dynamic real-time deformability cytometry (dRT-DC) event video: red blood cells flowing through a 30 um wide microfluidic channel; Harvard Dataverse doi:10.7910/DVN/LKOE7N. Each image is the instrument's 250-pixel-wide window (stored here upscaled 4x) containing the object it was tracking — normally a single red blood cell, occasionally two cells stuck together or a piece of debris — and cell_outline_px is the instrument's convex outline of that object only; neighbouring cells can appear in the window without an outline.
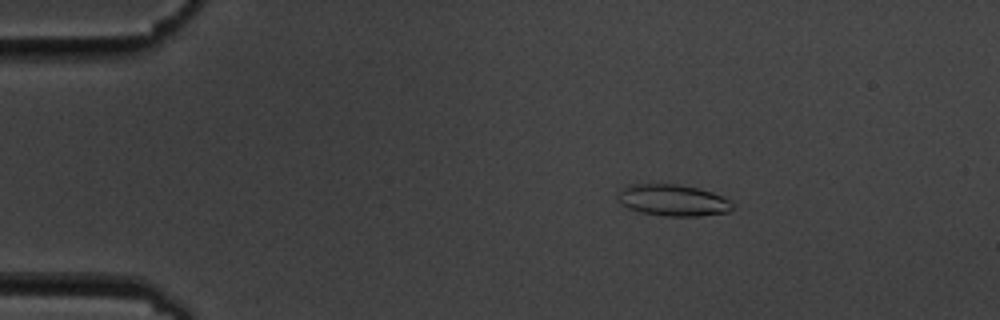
{"species": "common noctule bat (a hibernating species)", "species_latin": "Nyctalus noctula", "temperature_condition": "cold", "stored_images_in_passage": 5, "camera_frame_rate_fps": 3000, "um_per_image_px": 0.085, "animal": {"sex": "male", "body_mass_g": 19.5, "forearm_length_mm": 54.6}, "frame": {"image": 1, "passage_image": 3, "time_ms": 2.333, "image_size_px": [1000, 320], "cell_outline_px": [[736, 204], [728, 212], [696, 216], [664, 216], [640, 212], [628, 208], [620, 204], [616, 200], [616, 196], [628, 184], [680, 184], [712, 192]], "centroid_in_image_um": [57.16, 17.02], "position_along_channel_um": 27.8, "area_um2": 21.1}}